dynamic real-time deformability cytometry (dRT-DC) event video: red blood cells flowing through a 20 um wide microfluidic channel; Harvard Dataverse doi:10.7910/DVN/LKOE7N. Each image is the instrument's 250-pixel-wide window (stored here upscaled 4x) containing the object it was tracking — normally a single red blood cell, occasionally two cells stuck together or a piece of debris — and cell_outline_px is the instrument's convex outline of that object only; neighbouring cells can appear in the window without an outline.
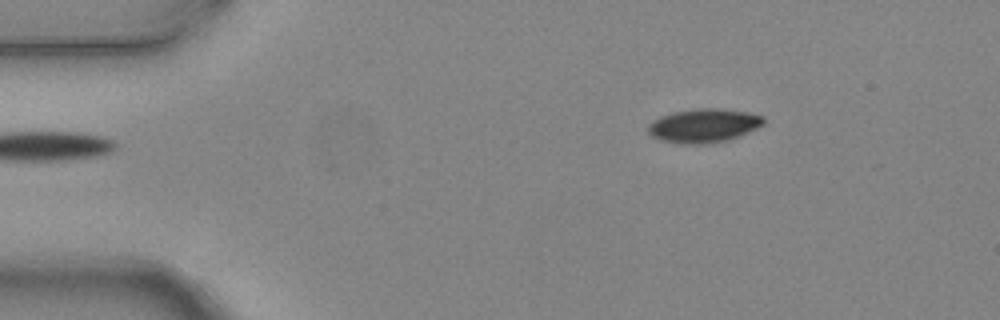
{"species": "common noctule bat (a hibernating species)", "species_latin": "Nyctalus noctula", "temperature_condition": "warm", "stored_images_in_passage": 3, "camera_frame_rate_fps": 3000, "um_per_image_px": 0.085, "animal": {"sex": "female", "body_mass_g": 24.6, "forearm_length_mm": 56.2}, "frame": {"image": 1, "passage_image": 1, "time_ms": 0.0, "image_size_px": [1000, 320], "cell_outline_px": [[764, 124], [740, 136], [728, 140], [704, 144], [680, 144], [660, 140], [652, 136], [648, 132], [648, 124], [652, 120], [660, 116], [672, 112], [700, 108], [716, 108], [748, 112], [764, 116]], "centroid_in_image_um": [59.8, 10.68], "position_along_channel_um": 25.2, "area_um2": 22.89}}
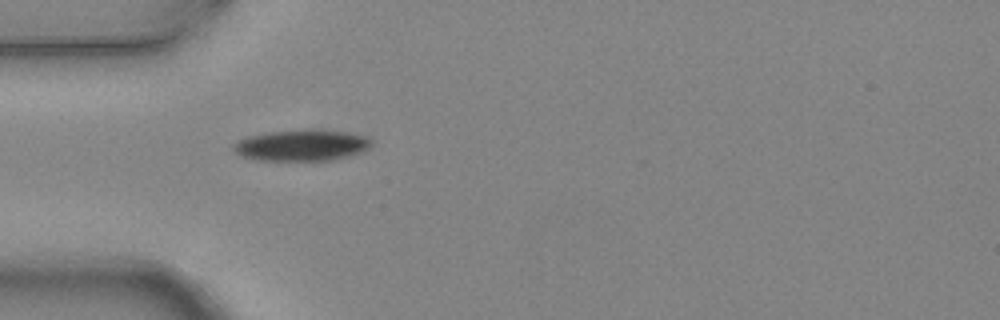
{"frame": {"image": 2, "passage_image": 3, "time_ms": 0.667, "image_size_px": [1000, 320], "cell_outline_px": [[372, 144], [360, 152], [348, 156], [328, 160], [256, 160], [240, 156], [232, 148], [232, 144], [236, 140], [248, 136], [268, 132], [304, 128], [308, 128], [344, 132], [364, 136], [372, 140]], "centroid_in_image_um": [25.56, 12.33], "position_along_channel_um": 59.4, "area_um2": 25.2}}